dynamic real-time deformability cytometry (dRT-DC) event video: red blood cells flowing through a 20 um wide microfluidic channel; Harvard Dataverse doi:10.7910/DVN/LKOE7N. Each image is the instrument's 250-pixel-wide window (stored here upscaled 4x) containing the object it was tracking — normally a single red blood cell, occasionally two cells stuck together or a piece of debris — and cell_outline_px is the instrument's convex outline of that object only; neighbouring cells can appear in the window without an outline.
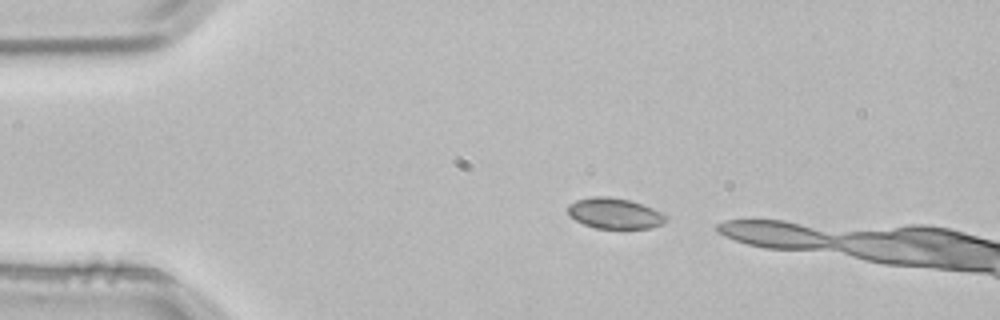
{"species": "common noctule bat (a hibernating species)", "species_latin": "Nyctalus noctula", "temperature_condition": "room temperature", "stored_images_in_passage": 4, "camera_frame_rate_fps": 3000, "um_per_image_px": 0.085, "animal": {"sex": "male", "body_mass_g": 21.5, "forearm_length_mm": 52.0}, "frame": {"image": 1, "passage_image": 1, "time_ms": 0.0, "image_size_px": [1000, 320], "cell_outline_px": [[668, 220], [664, 224], [652, 228], [596, 228], [584, 224], [576, 220], [568, 212], [568, 204], [576, 200], [592, 196], [608, 196], [632, 200], [652, 208], [668, 216]], "centroid_in_image_um": [52.28, 18.13], "position_along_channel_um": 32.7, "area_um2": 17.63}}